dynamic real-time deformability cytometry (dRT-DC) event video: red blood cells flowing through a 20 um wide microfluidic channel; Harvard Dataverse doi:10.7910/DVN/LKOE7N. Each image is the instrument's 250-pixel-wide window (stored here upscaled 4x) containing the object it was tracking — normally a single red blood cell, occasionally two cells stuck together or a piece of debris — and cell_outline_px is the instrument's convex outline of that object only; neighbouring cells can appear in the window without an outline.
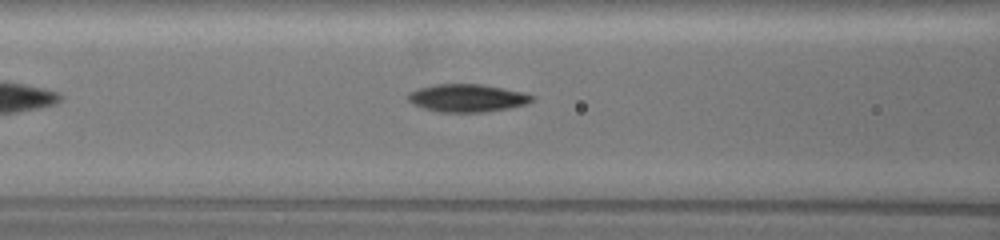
{"species": "common noctule bat (a hibernating species)", "species_latin": "Nyctalus noctula", "temperature_condition": "warm", "stored_images_in_passage": 43, "camera_frame_rate_fps": 3000, "um_per_image_px": 0.085, "animal": {"sex": "female", "body_mass_g": 19.5, "forearm_length_mm": 54.1}, "frame": {"image": 1, "passage_image": 13, "time_ms": 4.0, "image_size_px": [1000, 240], "cell_outline_px": [[536, 96], [528, 104], [508, 108], [484, 112], [440, 112], [424, 108], [412, 104], [408, 100], [408, 92], [416, 88], [436, 84], [480, 84], [524, 92]], "centroid_in_image_um": [39.7, 8.33], "position_along_channel_um": 126.9, "area_um2": 20.17}}